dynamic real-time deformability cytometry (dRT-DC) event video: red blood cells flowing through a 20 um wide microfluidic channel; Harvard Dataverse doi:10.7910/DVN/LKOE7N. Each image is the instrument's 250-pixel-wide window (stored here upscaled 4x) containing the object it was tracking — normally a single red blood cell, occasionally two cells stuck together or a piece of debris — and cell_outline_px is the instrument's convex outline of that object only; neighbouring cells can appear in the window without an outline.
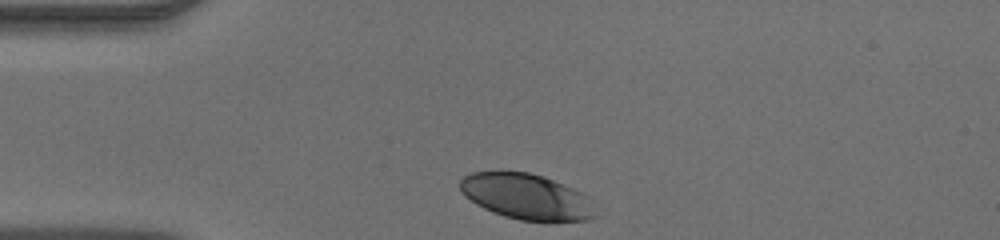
{"species": "human", "species_latin": "Homo sapiens", "temperature_condition": "warm", "stored_images_in_passage": 30, "camera_frame_rate_fps": 3000, "um_per_image_px": 0.085, "donor": {"sex": "male"}, "frame": {"image": 1, "passage_image": 1, "time_ms": 0.0, "image_size_px": [1000, 240], "cell_outline_px": [[596, 216], [592, 220], [552, 224], [544, 224], [520, 220], [504, 216], [492, 212], [476, 204], [464, 196], [460, 192], [460, 180], [464, 176], [472, 172], [528, 172], [544, 176], [572, 188], [588, 196]], "centroid_in_image_um": [44.79, 16.77], "position_along_channel_um": 40.2, "area_um2": 36.82}}
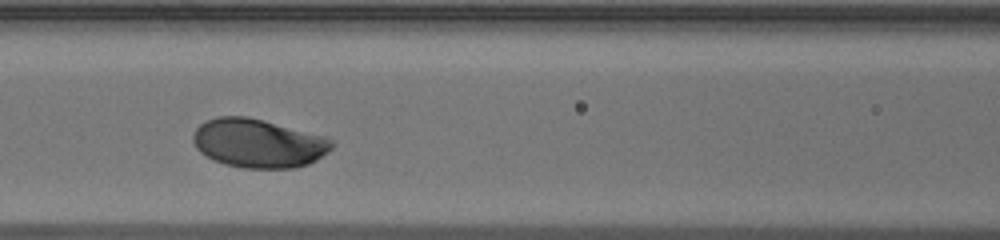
{"frame": {"image": 2, "passage_image": 11, "time_ms": 3.333, "image_size_px": [1000, 240], "cell_outline_px": [[332, 148], [328, 152], [316, 160], [308, 164], [292, 168], [244, 168], [224, 164], [212, 160], [200, 152], [196, 148], [192, 140], [192, 136], [196, 128], [200, 124], [216, 116], [248, 116], [328, 136], [332, 140]], "centroid_in_image_um": [21.95, 12.17], "position_along_channel_um": 144.6, "area_um2": 39.77}}
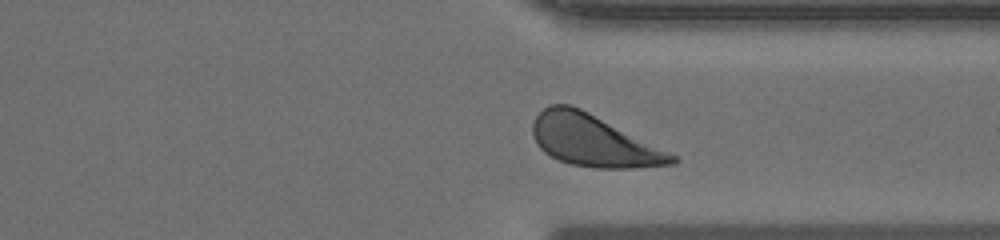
{"frame": {"image": 3, "passage_image": 27, "time_ms": 8.667, "image_size_px": [1000, 240], "cell_outline_px": [[680, 160], [676, 164], [636, 168], [596, 168], [568, 164], [544, 152], [536, 144], [532, 132], [532, 124], [536, 116], [544, 108], [552, 104], [568, 104], [580, 108], [676, 156]], "centroid_in_image_um": [50.41, 11.98], "position_along_channel_um": 361.0, "area_um2": 41.33}}